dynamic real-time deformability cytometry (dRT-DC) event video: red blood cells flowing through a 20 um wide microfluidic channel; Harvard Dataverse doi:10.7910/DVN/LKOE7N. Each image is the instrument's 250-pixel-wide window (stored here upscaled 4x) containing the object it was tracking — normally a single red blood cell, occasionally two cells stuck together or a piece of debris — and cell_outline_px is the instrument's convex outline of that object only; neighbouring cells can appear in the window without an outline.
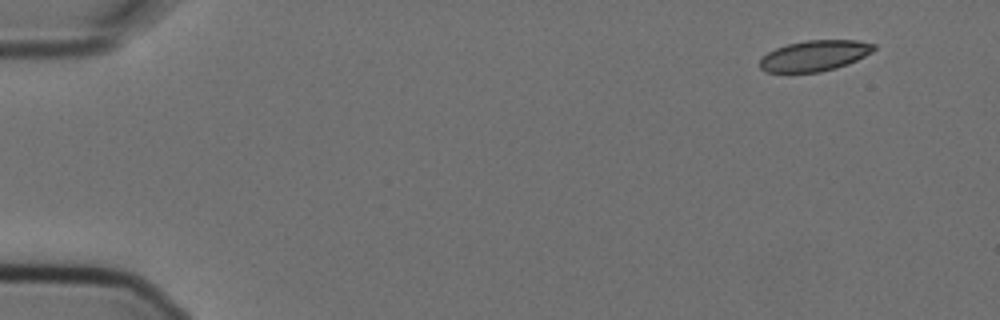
{"species": "Egyptian fruit bat (a non-hibernating species)", "species_latin": "Rousettus aegyptiacus", "temperature_condition": "cold", "stored_images_in_passage": 4, "camera_frame_rate_fps": 3000, "um_per_image_px": 0.085, "animal": {"sex": "female"}, "frame": {"image": 1, "passage_image": 1, "time_ms": 0.0, "image_size_px": [1000, 320], "cell_outline_px": [[876, 48], [872, 52], [848, 64], [836, 68], [820, 72], [768, 72], [760, 68], [760, 60], [768, 52], [776, 48], [788, 44], [808, 40], [856, 40], [876, 44]], "centroid_in_image_um": [69.27, 4.73], "position_along_channel_um": 15.7, "area_um2": 20.29}}
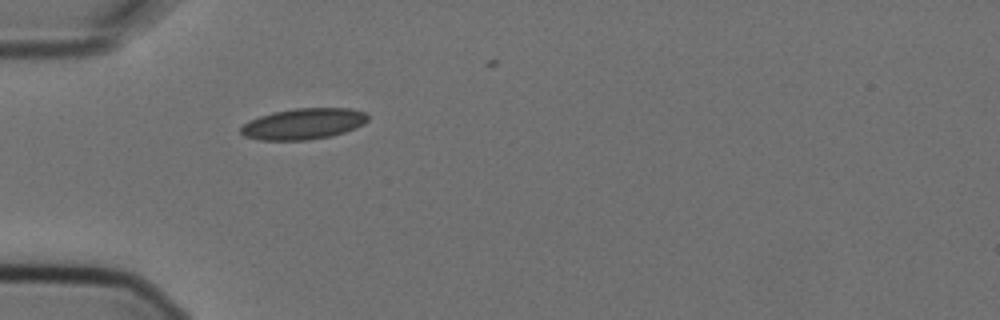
{"frame": {"image": 2, "passage_image": 4, "time_ms": 1.0, "image_size_px": [1000, 320], "cell_outline_px": [[368, 120], [364, 124], [344, 132], [328, 136], [308, 140], [260, 140], [244, 136], [240, 132], [240, 128], [244, 124], [260, 116], [272, 112], [296, 108], [352, 108], [364, 112], [368, 116]], "centroid_in_image_um": [25.8, 10.52], "position_along_channel_um": 59.2, "area_um2": 22.83}}